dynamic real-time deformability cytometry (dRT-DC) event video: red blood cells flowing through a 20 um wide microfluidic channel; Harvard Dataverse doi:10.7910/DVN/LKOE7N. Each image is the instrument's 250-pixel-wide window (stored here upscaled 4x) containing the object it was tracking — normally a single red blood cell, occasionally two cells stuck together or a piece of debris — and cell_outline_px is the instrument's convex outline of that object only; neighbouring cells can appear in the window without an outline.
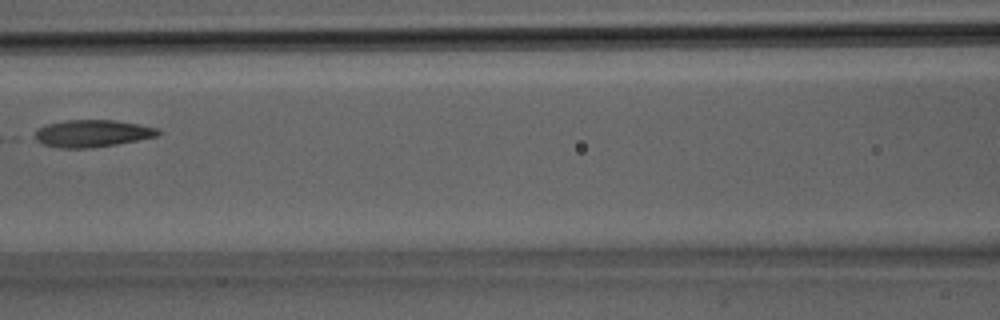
{"species": "Egyptian fruit bat (a non-hibernating species)", "species_latin": "Rousettus aegyptiacus", "temperature_condition": "room temperature", "stored_images_in_passage": 9, "camera_frame_rate_fps": 3000, "um_per_image_px": 0.085, "animal": {"sex": "male"}, "frame": {"image": 1, "passage_image": 6, "time_ms": 1.667, "image_size_px": [1000, 320], "cell_outline_px": [[160, 136], [116, 144], [92, 148], [60, 148], [44, 144], [28, 136], [36, 128], [48, 124], [64, 120], [116, 120], [140, 124], [160, 128]], "centroid_in_image_um": [7.81, 11.33], "position_along_channel_um": 158.8, "area_um2": 20.0}}